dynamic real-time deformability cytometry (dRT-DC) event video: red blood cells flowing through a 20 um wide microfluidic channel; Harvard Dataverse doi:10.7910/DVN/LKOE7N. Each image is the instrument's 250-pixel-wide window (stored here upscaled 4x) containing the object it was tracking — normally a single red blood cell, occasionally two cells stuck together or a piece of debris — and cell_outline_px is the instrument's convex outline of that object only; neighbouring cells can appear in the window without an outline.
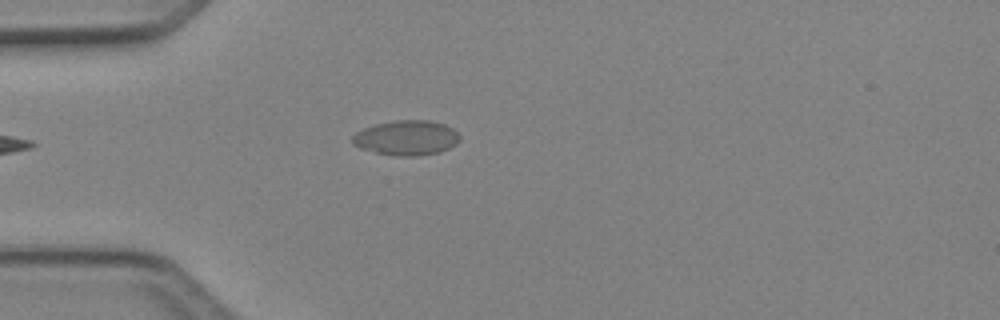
{"species": "Egyptian fruit bat (a non-hibernating species)", "species_latin": "Rousettus aegyptiacus", "temperature_condition": "cold", "stored_images_in_passage": 2, "camera_frame_rate_fps": 3000, "um_per_image_px": 0.085, "animal": {"sex": "female"}, "frame": {"image": 1, "passage_image": 1, "time_ms": 0.0, "image_size_px": [1000, 320], "cell_outline_px": [[460, 140], [456, 144], [440, 152], [420, 156], [396, 156], [376, 152], [360, 148], [352, 144], [352, 136], [356, 132], [364, 128], [376, 124], [392, 120], [432, 120], [444, 124], [452, 128], [460, 136]], "centroid_in_image_um": [34.55, 11.71], "position_along_channel_um": 50.4, "area_um2": 21.96}}